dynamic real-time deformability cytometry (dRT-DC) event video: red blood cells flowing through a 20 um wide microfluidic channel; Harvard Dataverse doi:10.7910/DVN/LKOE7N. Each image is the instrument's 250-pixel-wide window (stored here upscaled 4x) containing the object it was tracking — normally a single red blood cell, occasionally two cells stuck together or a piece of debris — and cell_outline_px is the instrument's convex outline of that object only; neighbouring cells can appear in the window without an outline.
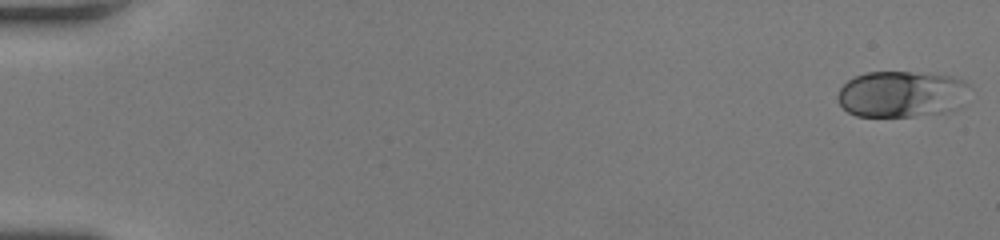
{"species": "human", "species_latin": "Homo sapiens", "temperature_condition": "room temperature", "stored_images_in_passage": 50, "camera_frame_rate_fps": 3000, "um_per_image_px": 0.085, "donor": {"sex": "female"}, "frame": {"image": 1, "passage_image": 1, "time_ms": 0.0, "image_size_px": [1000, 240], "cell_outline_px": [[968, 84], [964, 104], [960, 108], [944, 112], [912, 116], [856, 116], [848, 112], [840, 104], [836, 96], [840, 88], [848, 80], [856, 76], [868, 72], [912, 72], [948, 76], [960, 80]], "centroid_in_image_um": [76.61, 8.01], "position_along_channel_um": 8.4, "area_um2": 35.43}}
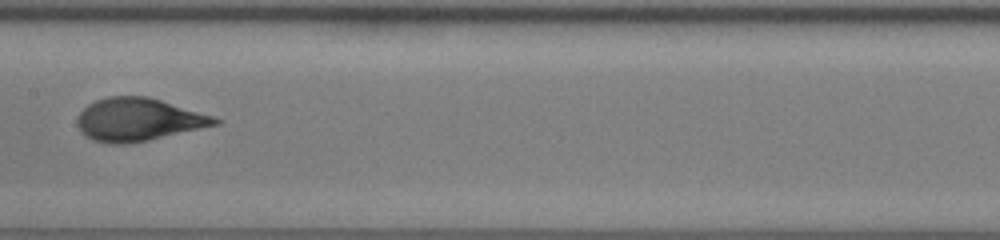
{"frame": {"image": 2, "passage_image": 27, "time_ms": 8.667, "image_size_px": [1000, 240], "cell_outline_px": [[224, 120], [220, 124], [148, 140], [124, 144], [112, 144], [92, 140], [80, 132], [76, 124], [76, 120], [80, 112], [88, 104], [96, 100], [108, 96], [148, 96], [216, 116]], "centroid_in_image_um": [11.78, 10.16], "position_along_channel_um": 195.6, "area_um2": 34.68}}
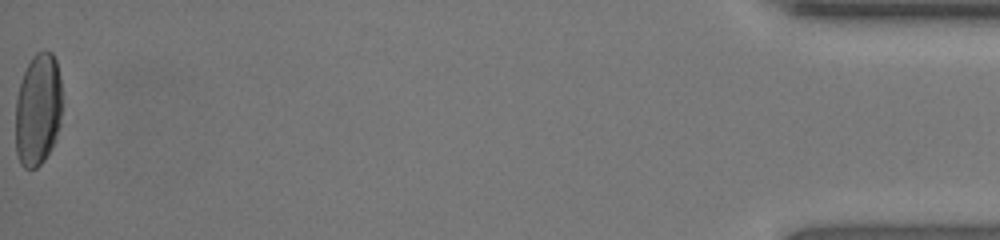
{"frame": {"image": 3, "passage_image": 50, "time_ms": 16.333, "image_size_px": [1000, 240], "cell_outline_px": [[60, 124], [56, 140], [52, 148], [44, 160], [36, 168], [24, 168], [20, 164], [16, 152], [16, 100], [20, 84], [24, 72], [32, 56], [36, 52], [44, 48], [52, 52], [56, 60], [60, 76]], "centroid_in_image_um": [3.23, 9.31], "position_along_channel_um": 432.0, "area_um2": 30.75}, "authors_computed_cell_mechanics": {"area_um2": 33.8708, "velocity_mm_per_s": 4.3028, "shape_relaxation_time_tau1_ms": 3.7369, "shape_relaxation_time_tau2_ms": null, "deformation_change_tau1": 0.1901, "deformation_change_tau2": null}}